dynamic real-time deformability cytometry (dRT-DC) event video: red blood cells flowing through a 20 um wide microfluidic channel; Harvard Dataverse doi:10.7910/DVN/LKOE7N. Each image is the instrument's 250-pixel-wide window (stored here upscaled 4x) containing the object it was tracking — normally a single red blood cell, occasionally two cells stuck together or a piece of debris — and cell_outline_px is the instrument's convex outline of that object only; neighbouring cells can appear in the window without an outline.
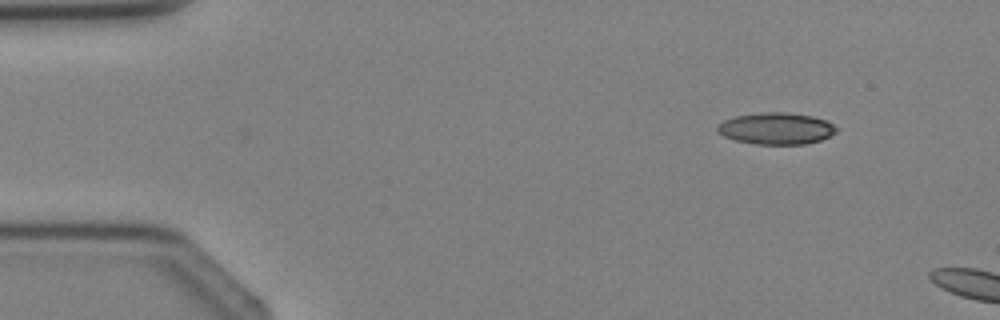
{"species": "Egyptian fruit bat (a non-hibernating species)", "species_latin": "Rousettus aegyptiacus", "temperature_condition": "cold", "stored_images_in_passage": 2, "camera_frame_rate_fps": 3000, "um_per_image_px": 0.085, "animal": {"sex": "female"}, "frame": {"image": 1, "passage_image": 1, "time_ms": 0.0, "image_size_px": [1000, 320], "cell_outline_px": [[836, 132], [820, 140], [804, 144], [756, 144], [736, 140], [724, 136], [716, 132], [716, 124], [724, 120], [736, 116], [764, 112], [788, 112], [812, 116], [824, 120], [832, 124], [836, 128]], "centroid_in_image_um": [65.93, 10.92], "position_along_channel_um": 19.1, "area_um2": 21.85}}